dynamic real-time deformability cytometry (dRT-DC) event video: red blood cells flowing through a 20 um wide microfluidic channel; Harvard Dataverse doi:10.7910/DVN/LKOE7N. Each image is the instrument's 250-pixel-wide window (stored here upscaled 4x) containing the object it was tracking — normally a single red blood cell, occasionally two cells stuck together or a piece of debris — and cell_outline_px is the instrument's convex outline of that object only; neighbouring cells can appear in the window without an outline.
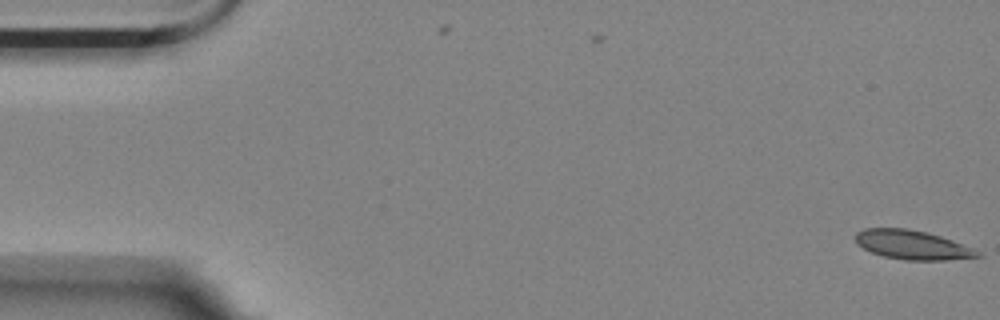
{"species": "Egyptian fruit bat (a non-hibernating species)", "species_latin": "Rousettus aegyptiacus", "temperature_condition": "room temperature", "stored_images_in_passage": 3, "camera_frame_rate_fps": 3000, "um_per_image_px": 0.085, "animal": {"sex": "female"}, "frame": {"image": 1, "passage_image": 3, "time_ms": 0.667, "image_size_px": [1000, 320], "cell_outline_px": [[984, 256], [948, 260], [904, 260], [884, 256], [872, 252], [856, 244], [856, 232], [864, 228], [908, 228], [928, 232], [952, 240], [972, 248], [980, 252]], "centroid_in_image_um": [77.55, 20.81], "position_along_channel_um": 7.4, "area_um2": 20.75}}